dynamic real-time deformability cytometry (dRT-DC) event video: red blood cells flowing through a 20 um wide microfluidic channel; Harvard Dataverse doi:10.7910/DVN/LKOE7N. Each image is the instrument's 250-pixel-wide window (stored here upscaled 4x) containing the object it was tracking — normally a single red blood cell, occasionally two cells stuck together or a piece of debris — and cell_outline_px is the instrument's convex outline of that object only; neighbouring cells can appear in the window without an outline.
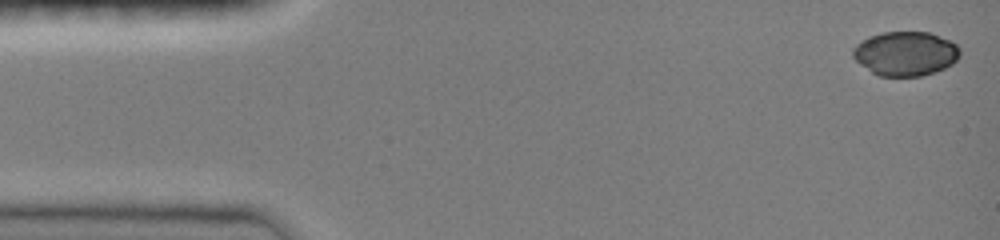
{"species": "common noctule bat (a hibernating species)", "species_latin": "Nyctalus noctula", "temperature_condition": "room temperature", "stored_images_in_passage": 5, "camera_frame_rate_fps": 3000, "um_per_image_px": 0.085, "animal": {"sex": "female", "body_mass_g": 19.0, "forearm_length_mm": 51.5}, "frame": {"image": 1, "passage_image": 1, "time_ms": 0.0, "image_size_px": [1000, 240], "cell_outline_px": [[960, 56], [952, 64], [936, 72], [920, 76], [880, 76], [872, 72], [860, 64], [852, 56], [852, 48], [856, 44], [868, 36], [884, 32], [928, 32], [948, 40], [956, 44], [960, 48]], "centroid_in_image_um": [76.95, 4.56], "position_along_channel_um": 8.0, "area_um2": 27.63}}